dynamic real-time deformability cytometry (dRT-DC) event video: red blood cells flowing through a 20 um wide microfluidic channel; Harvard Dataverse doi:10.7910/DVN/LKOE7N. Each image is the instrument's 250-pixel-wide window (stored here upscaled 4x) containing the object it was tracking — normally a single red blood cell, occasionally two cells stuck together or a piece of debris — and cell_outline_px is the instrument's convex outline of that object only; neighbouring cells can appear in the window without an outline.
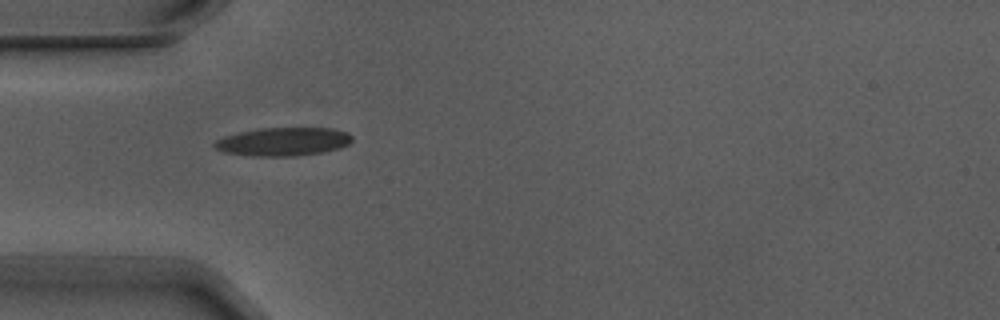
{"species": "Egyptian fruit bat (a non-hibernating species)", "species_latin": "Rousettus aegyptiacus", "temperature_condition": "warm", "stored_images_in_passage": 10, "camera_frame_rate_fps": 3000, "um_per_image_px": 0.085, "animal": {"sex": "male"}, "frame": {"image": 1, "passage_image": 4, "time_ms": 1.0, "image_size_px": [1000, 320], "cell_outline_px": [[352, 140], [348, 144], [340, 148], [324, 152], [296, 156], [252, 156], [224, 152], [212, 148], [212, 144], [216, 140], [224, 136], [240, 132], [260, 128], [332, 128], [348, 132], [352, 136]], "centroid_in_image_um": [24.06, 12.04], "position_along_channel_um": 60.9, "area_um2": 22.95}}
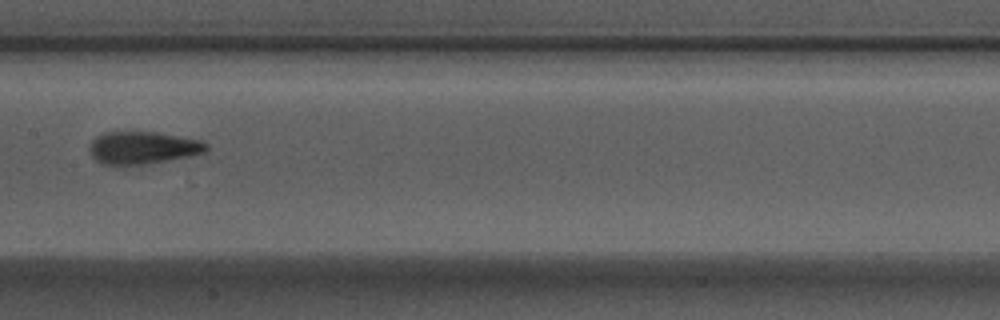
{"frame": {"image": 2, "passage_image": 7, "time_ms": 2.0, "image_size_px": [1000, 320], "cell_outline_px": [[208, 148], [204, 152], [192, 156], [124, 168], [112, 168], [100, 164], [88, 152], [88, 148], [92, 140], [96, 136], [104, 132], [156, 132], [200, 140], [208, 144]], "centroid_in_image_um": [12.05, 12.61], "position_along_channel_um": 195.3, "area_um2": 23.0}}
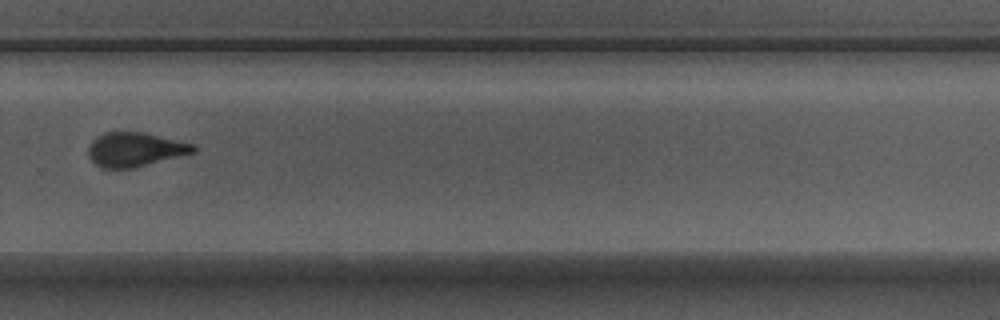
{"frame": {"image": 3, "passage_image": 10, "time_ms": 3.0, "image_size_px": [1000, 320], "cell_outline_px": [[196, 152], [132, 168], [100, 168], [88, 156], [88, 144], [96, 136], [104, 132], [144, 132], [192, 144], [196, 148]], "centroid_in_image_um": [11.42, 12.7], "position_along_channel_um": 318.4, "area_um2": 20.81}}